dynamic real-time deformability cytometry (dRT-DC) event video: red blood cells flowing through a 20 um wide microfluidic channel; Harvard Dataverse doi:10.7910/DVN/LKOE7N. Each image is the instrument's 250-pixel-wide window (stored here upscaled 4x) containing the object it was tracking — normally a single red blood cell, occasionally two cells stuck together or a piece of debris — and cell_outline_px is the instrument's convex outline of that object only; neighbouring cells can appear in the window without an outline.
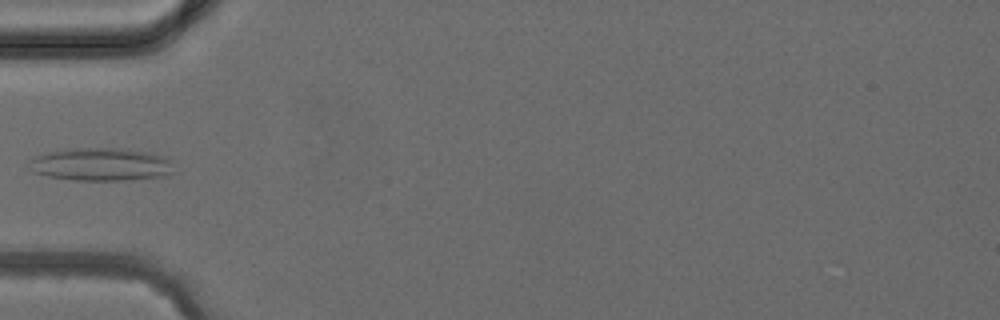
{"species": "common noctule bat (a hibernating species)", "species_latin": "Nyctalus noctula", "temperature_condition": "cold", "stored_images_in_passage": 4, "camera_frame_rate_fps": 3000, "um_per_image_px": 0.085, "animal": {"sex": "female", "body_mass_g": 24.6, "forearm_length_mm": 56.2}, "frame": {"image": 1, "passage_image": 4, "time_ms": 3.667, "image_size_px": [1000, 320], "cell_outline_px": [[172, 172], [168, 176], [124, 180], [76, 180], [48, 176], [32, 172], [24, 164], [28, 160], [36, 156], [48, 152], [76, 148], [116, 148], [148, 152], [164, 156], [168, 160]], "centroid_in_image_um": [8.5, 13.98], "position_along_channel_um": 76.5, "area_um2": 27.74}}